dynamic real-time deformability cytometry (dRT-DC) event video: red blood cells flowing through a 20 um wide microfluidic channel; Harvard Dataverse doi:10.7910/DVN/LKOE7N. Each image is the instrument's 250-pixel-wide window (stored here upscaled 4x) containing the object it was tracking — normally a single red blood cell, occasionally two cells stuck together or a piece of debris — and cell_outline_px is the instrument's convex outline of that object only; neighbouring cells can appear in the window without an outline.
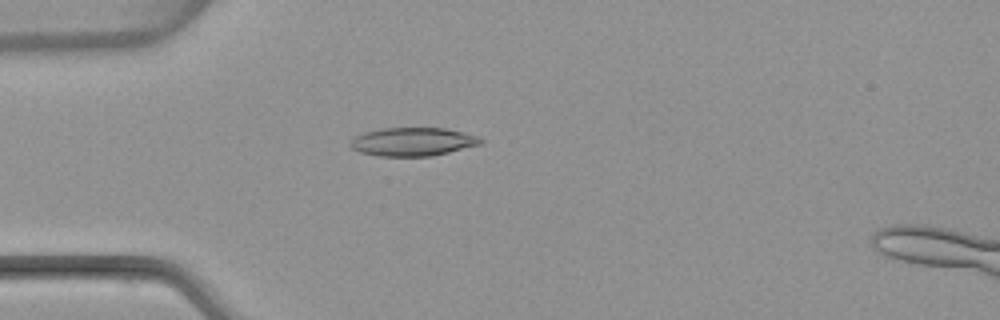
{"species": "common noctule bat (a hibernating species)", "species_latin": "Nyctalus noctula", "temperature_condition": "warm", "stored_images_in_passage": 52, "camera_frame_rate_fps": 3000, "um_per_image_px": 0.085, "animal": {"sex": "female", "body_mass_g": 22.7, "forearm_length_mm": 54.2}, "frame": {"image": 1, "passage_image": 15, "time_ms": 4.667, "image_size_px": [1000, 320], "cell_outline_px": [[484, 140], [480, 144], [432, 156], [380, 156], [360, 152], [352, 148], [348, 144], [356, 136], [364, 132], [380, 128], [444, 128], [464, 132], [476, 136]], "centroid_in_image_um": [35.06, 12.04], "position_along_channel_um": 49.9, "area_um2": 21.44}}
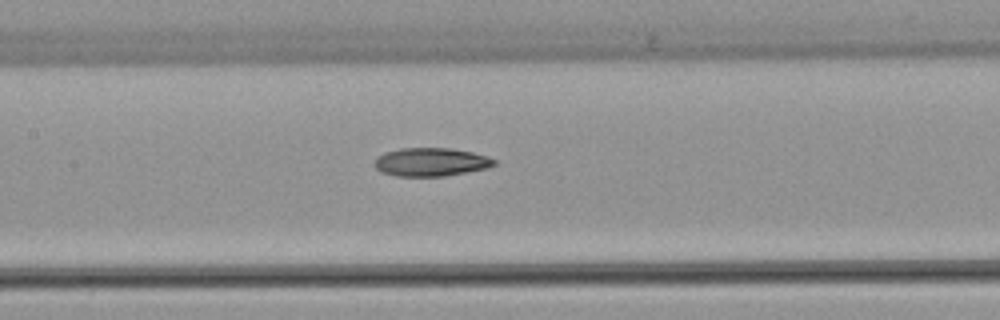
{"frame": {"image": 2, "passage_image": 25, "time_ms": 8.0, "image_size_px": [1000, 320], "cell_outline_px": [[496, 164], [488, 168], [444, 176], [396, 176], [380, 172], [372, 164], [380, 156], [388, 152], [400, 148], [452, 148], [472, 152], [488, 156], [496, 160]], "centroid_in_image_um": [36.65, 13.77], "position_along_channel_um": 170.7, "area_um2": 19.77}}
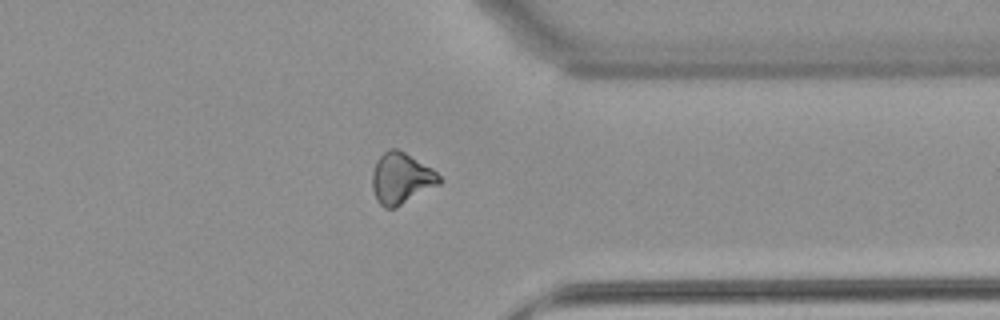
{"frame": {"image": 3, "passage_image": 41, "time_ms": 13.333, "image_size_px": [1000, 320], "cell_outline_px": [[444, 180], [440, 184], [396, 208], [384, 208], [376, 200], [372, 188], [372, 172], [376, 160], [388, 148], [396, 148], [404, 152], [432, 168]], "centroid_in_image_um": [34.1, 15.17], "position_along_channel_um": 377.3, "area_um2": 20.17}, "authors_computed_cell_mechanics": {"area_um2": 20.2011, "velocity_mm_per_s": 3.9765, "shape_relaxation_time_tau1_ms": null, "shape_relaxation_time_tau2_ms": 3.7187, "deformation_change_tau1": null, "deformation_change_tau2": 0.1109}}